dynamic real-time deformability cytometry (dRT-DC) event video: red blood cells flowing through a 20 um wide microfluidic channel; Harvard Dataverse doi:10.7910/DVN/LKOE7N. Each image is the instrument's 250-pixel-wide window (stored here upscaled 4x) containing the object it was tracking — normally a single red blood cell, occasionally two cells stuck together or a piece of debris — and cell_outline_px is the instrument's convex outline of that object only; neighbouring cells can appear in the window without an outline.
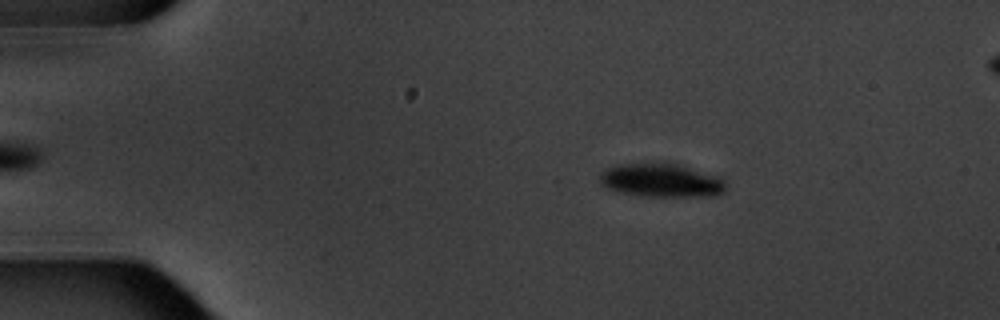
{"species": "common noctule bat (a hibernating species)", "species_latin": "Nyctalus noctula", "temperature_condition": "warm", "stored_images_in_passage": 5, "camera_frame_rate_fps": 3000, "um_per_image_px": 0.085, "animal": {"sex": "male", "body_mass_g": 20.1, "forearm_length_mm": 53.5}, "frame": {"image": 1, "passage_image": 2, "time_ms": 1.333, "image_size_px": [1000, 320], "cell_outline_px": [[724, 192], [716, 196], [640, 196], [620, 192], [608, 188], [600, 184], [600, 172], [616, 164], [664, 160], [680, 164], [720, 176], [724, 180]], "centroid_in_image_um": [56.2, 15.29], "position_along_channel_um": 28.8, "area_um2": 25.49}}